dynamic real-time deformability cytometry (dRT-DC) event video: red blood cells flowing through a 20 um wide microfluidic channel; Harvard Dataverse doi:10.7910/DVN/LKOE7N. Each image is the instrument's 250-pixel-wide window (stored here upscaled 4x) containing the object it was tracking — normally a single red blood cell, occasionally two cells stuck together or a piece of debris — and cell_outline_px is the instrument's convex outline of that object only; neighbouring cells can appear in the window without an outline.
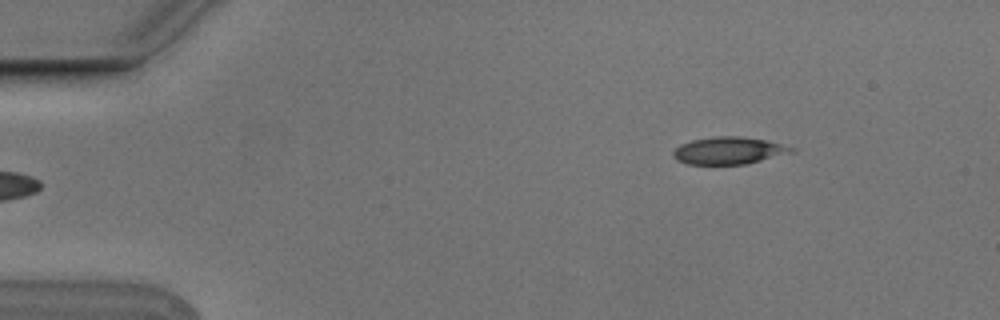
{"species": "Egyptian fruit bat (a non-hibernating species)", "species_latin": "Rousettus aegyptiacus", "temperature_condition": "cold", "stored_images_in_passage": 5, "camera_frame_rate_fps": 3000, "um_per_image_px": 0.085, "animal": {"sex": "male"}, "frame": {"image": 1, "passage_image": 5, "time_ms": 1.333, "image_size_px": [1000, 320], "cell_outline_px": [[796, 152], [748, 164], [688, 164], [676, 160], [672, 156], [672, 152], [680, 144], [692, 140], [716, 136], [740, 136], [768, 140], [796, 148]], "centroid_in_image_um": [61.99, 12.8], "position_along_channel_um": 23.0, "area_um2": 19.07}}